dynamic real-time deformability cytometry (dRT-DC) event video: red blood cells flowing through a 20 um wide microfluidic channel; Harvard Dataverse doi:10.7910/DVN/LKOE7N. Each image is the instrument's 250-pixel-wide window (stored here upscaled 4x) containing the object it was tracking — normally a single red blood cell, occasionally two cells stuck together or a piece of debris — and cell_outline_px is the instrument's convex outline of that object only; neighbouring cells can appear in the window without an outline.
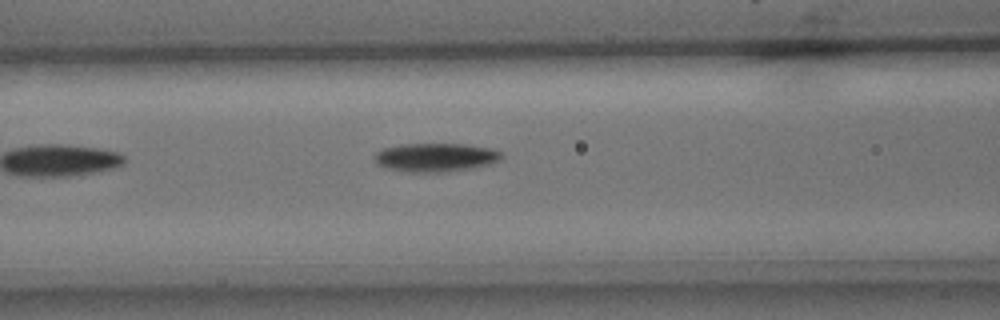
{"species": "common noctule bat (a hibernating species)", "species_latin": "Nyctalus noctula", "temperature_condition": "cold", "stored_images_in_passage": 6, "camera_frame_rate_fps": 3000, "um_per_image_px": 0.085, "animal": {"sex": "male", "body_mass_g": 15.6}, "frame": {"image": 1, "passage_image": 6, "time_ms": 1.667, "image_size_px": [1000, 320], "cell_outline_px": [[500, 160], [488, 164], [472, 168], [448, 172], [408, 172], [384, 168], [376, 164], [372, 156], [376, 152], [384, 148], [400, 144], [468, 144], [492, 148], [500, 152]], "centroid_in_image_um": [36.96, 13.38], "position_along_channel_um": 129.6, "area_um2": 21.39}}